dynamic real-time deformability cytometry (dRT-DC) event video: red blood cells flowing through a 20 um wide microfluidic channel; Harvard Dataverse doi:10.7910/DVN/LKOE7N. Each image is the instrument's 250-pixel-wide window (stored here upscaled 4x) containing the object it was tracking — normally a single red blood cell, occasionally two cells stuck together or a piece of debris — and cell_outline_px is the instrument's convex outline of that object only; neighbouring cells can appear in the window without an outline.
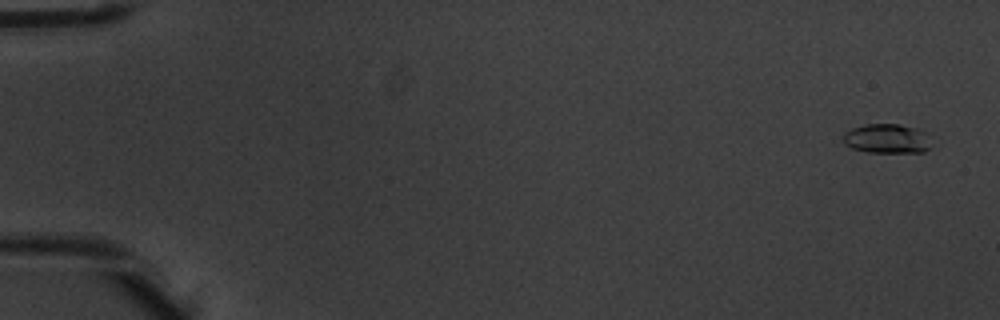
{"species": "common noctule bat (a hibernating species)", "species_latin": "Nyctalus noctula", "temperature_condition": "warm", "stored_images_in_passage": 7, "camera_frame_rate_fps": 3000, "um_per_image_px": 0.085, "animal": {"sex": "male", "body_mass_g": 20.1, "forearm_length_mm": 53.5}, "frame": {"image": 1, "passage_image": 1, "time_ms": 0.0, "image_size_px": [1000, 320], "cell_outline_px": [[928, 148], [924, 152], [868, 152], [852, 148], [844, 144], [844, 132], [852, 128], [864, 124], [900, 124], [916, 128], [928, 132]], "centroid_in_image_um": [75.37, 11.77], "position_along_channel_um": 9.6, "area_um2": 15.09}}
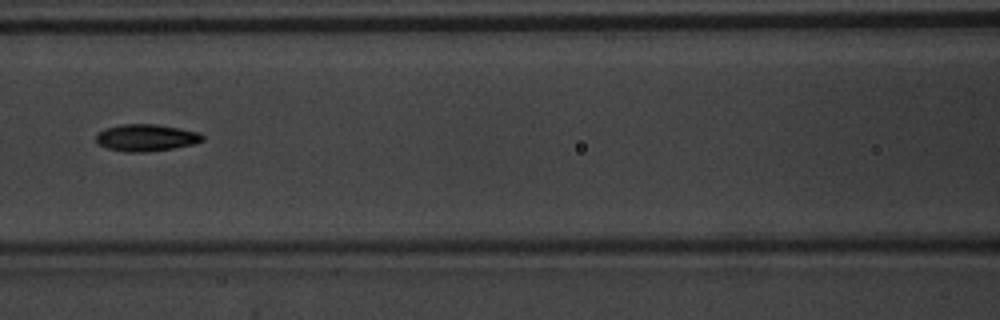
{"frame": {"image": 2, "passage_image": 7, "time_ms": 2.0, "image_size_px": [1000, 320], "cell_outline_px": [[204, 140], [192, 144], [172, 148], [148, 152], [124, 152], [108, 148], [100, 144], [96, 140], [96, 136], [104, 128], [124, 124], [156, 124], [200, 132], [204, 136]], "centroid_in_image_um": [12.44, 11.7], "position_along_channel_um": 154.2, "area_um2": 16.59}}